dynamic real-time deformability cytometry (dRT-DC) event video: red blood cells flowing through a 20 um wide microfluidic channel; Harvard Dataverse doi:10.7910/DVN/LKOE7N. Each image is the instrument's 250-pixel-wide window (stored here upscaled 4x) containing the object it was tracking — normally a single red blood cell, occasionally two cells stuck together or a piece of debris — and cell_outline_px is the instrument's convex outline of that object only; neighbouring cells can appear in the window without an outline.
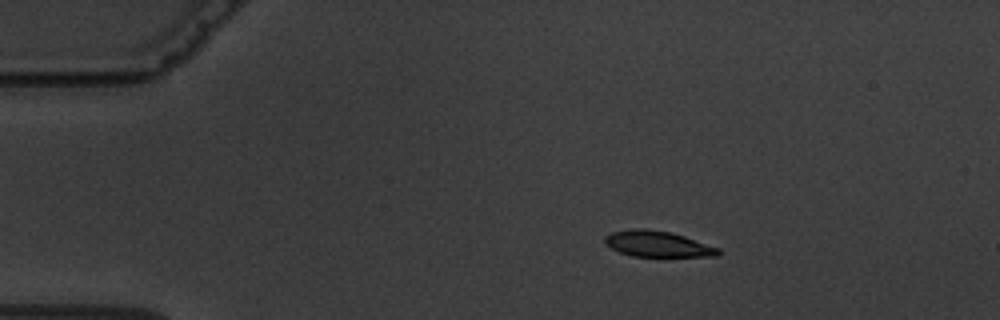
{"species": "common noctule bat (a hibernating species)", "species_latin": "Nyctalus noctula", "temperature_condition": "warm", "stored_images_in_passage": 5, "camera_frame_rate_fps": 3000, "um_per_image_px": 0.085, "animal": {"sex": "male", "body_mass_g": 19.5, "forearm_length_mm": 54.6}, "frame": {"image": 1, "passage_image": 3, "time_ms": 2.333, "image_size_px": [1000, 320], "cell_outline_px": [[720, 256], [632, 256], [620, 252], [604, 244], [604, 236], [612, 232], [632, 228], [644, 228], [672, 232], [720, 248]], "centroid_in_image_um": [55.88, 20.72], "position_along_channel_um": 29.1, "area_um2": 17.17}}